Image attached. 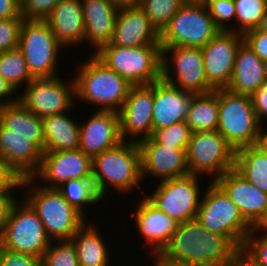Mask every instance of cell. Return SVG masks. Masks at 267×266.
<instances>
[{"instance_id": "1", "label": "cell", "mask_w": 267, "mask_h": 266, "mask_svg": "<svg viewBox=\"0 0 267 266\" xmlns=\"http://www.w3.org/2000/svg\"><path fill=\"white\" fill-rule=\"evenodd\" d=\"M158 255L181 263L226 266L240 256V250L226 236L210 231L195 218L179 223Z\"/></svg>"}, {"instance_id": "2", "label": "cell", "mask_w": 267, "mask_h": 266, "mask_svg": "<svg viewBox=\"0 0 267 266\" xmlns=\"http://www.w3.org/2000/svg\"><path fill=\"white\" fill-rule=\"evenodd\" d=\"M34 181L33 177L24 178L20 187L27 188L25 200L43 222L48 238L51 241L71 240L89 220L72 206L57 188L36 185Z\"/></svg>"}, {"instance_id": "3", "label": "cell", "mask_w": 267, "mask_h": 266, "mask_svg": "<svg viewBox=\"0 0 267 266\" xmlns=\"http://www.w3.org/2000/svg\"><path fill=\"white\" fill-rule=\"evenodd\" d=\"M92 165V180L102 199L107 196V184L122 194L141 186L140 151L133 140H122L103 151L92 159Z\"/></svg>"}, {"instance_id": "4", "label": "cell", "mask_w": 267, "mask_h": 266, "mask_svg": "<svg viewBox=\"0 0 267 266\" xmlns=\"http://www.w3.org/2000/svg\"><path fill=\"white\" fill-rule=\"evenodd\" d=\"M78 71L74 78L76 101L100 106L102 111L121 110L132 85L92 53Z\"/></svg>"}, {"instance_id": "5", "label": "cell", "mask_w": 267, "mask_h": 266, "mask_svg": "<svg viewBox=\"0 0 267 266\" xmlns=\"http://www.w3.org/2000/svg\"><path fill=\"white\" fill-rule=\"evenodd\" d=\"M93 54L132 86L161 79V45L123 47L107 43Z\"/></svg>"}, {"instance_id": "6", "label": "cell", "mask_w": 267, "mask_h": 266, "mask_svg": "<svg viewBox=\"0 0 267 266\" xmlns=\"http://www.w3.org/2000/svg\"><path fill=\"white\" fill-rule=\"evenodd\" d=\"M18 201L13 199L8 207L0 228V247L42 258L51 240L32 206L25 199Z\"/></svg>"}, {"instance_id": "7", "label": "cell", "mask_w": 267, "mask_h": 266, "mask_svg": "<svg viewBox=\"0 0 267 266\" xmlns=\"http://www.w3.org/2000/svg\"><path fill=\"white\" fill-rule=\"evenodd\" d=\"M208 184L209 187L202 193L196 218L205 228L226 236L241 250L252 226L215 181Z\"/></svg>"}, {"instance_id": "8", "label": "cell", "mask_w": 267, "mask_h": 266, "mask_svg": "<svg viewBox=\"0 0 267 266\" xmlns=\"http://www.w3.org/2000/svg\"><path fill=\"white\" fill-rule=\"evenodd\" d=\"M218 105L217 131L234 150L256 145L260 124L256 118L251 96L221 88L218 89Z\"/></svg>"}, {"instance_id": "9", "label": "cell", "mask_w": 267, "mask_h": 266, "mask_svg": "<svg viewBox=\"0 0 267 266\" xmlns=\"http://www.w3.org/2000/svg\"><path fill=\"white\" fill-rule=\"evenodd\" d=\"M219 31L204 2H185L160 33V45L202 48Z\"/></svg>"}, {"instance_id": "10", "label": "cell", "mask_w": 267, "mask_h": 266, "mask_svg": "<svg viewBox=\"0 0 267 266\" xmlns=\"http://www.w3.org/2000/svg\"><path fill=\"white\" fill-rule=\"evenodd\" d=\"M18 48L23 53L33 78H52L58 75V43L44 19H23Z\"/></svg>"}, {"instance_id": "11", "label": "cell", "mask_w": 267, "mask_h": 266, "mask_svg": "<svg viewBox=\"0 0 267 266\" xmlns=\"http://www.w3.org/2000/svg\"><path fill=\"white\" fill-rule=\"evenodd\" d=\"M235 155L234 148L217 130L194 132L186 149L189 174H210L214 181L234 169Z\"/></svg>"}, {"instance_id": "12", "label": "cell", "mask_w": 267, "mask_h": 266, "mask_svg": "<svg viewBox=\"0 0 267 266\" xmlns=\"http://www.w3.org/2000/svg\"><path fill=\"white\" fill-rule=\"evenodd\" d=\"M161 49V78L164 81L193 94L215 90L206 80L201 47L175 46ZM168 53H171V58L167 57Z\"/></svg>"}, {"instance_id": "13", "label": "cell", "mask_w": 267, "mask_h": 266, "mask_svg": "<svg viewBox=\"0 0 267 266\" xmlns=\"http://www.w3.org/2000/svg\"><path fill=\"white\" fill-rule=\"evenodd\" d=\"M198 175L189 174L179 178L159 181L153 193L145 197L166 215L178 223H184L197 217L200 206Z\"/></svg>"}, {"instance_id": "14", "label": "cell", "mask_w": 267, "mask_h": 266, "mask_svg": "<svg viewBox=\"0 0 267 266\" xmlns=\"http://www.w3.org/2000/svg\"><path fill=\"white\" fill-rule=\"evenodd\" d=\"M24 89L19 101L40 119L64 113L75 104V80L66 82L60 74L52 78H34Z\"/></svg>"}, {"instance_id": "15", "label": "cell", "mask_w": 267, "mask_h": 266, "mask_svg": "<svg viewBox=\"0 0 267 266\" xmlns=\"http://www.w3.org/2000/svg\"><path fill=\"white\" fill-rule=\"evenodd\" d=\"M243 42L242 34L221 30L201 48L206 80L214 89L229 85L237 51Z\"/></svg>"}, {"instance_id": "16", "label": "cell", "mask_w": 267, "mask_h": 266, "mask_svg": "<svg viewBox=\"0 0 267 266\" xmlns=\"http://www.w3.org/2000/svg\"><path fill=\"white\" fill-rule=\"evenodd\" d=\"M153 104V83L130 87L127 98L118 112L122 140L130 137V141L134 138L133 141L138 142L152 136Z\"/></svg>"}, {"instance_id": "17", "label": "cell", "mask_w": 267, "mask_h": 266, "mask_svg": "<svg viewBox=\"0 0 267 266\" xmlns=\"http://www.w3.org/2000/svg\"><path fill=\"white\" fill-rule=\"evenodd\" d=\"M92 167V158L81 149L43 152L40 169L33 178L46 181L44 187L57 188L70 179L92 180Z\"/></svg>"}, {"instance_id": "18", "label": "cell", "mask_w": 267, "mask_h": 266, "mask_svg": "<svg viewBox=\"0 0 267 266\" xmlns=\"http://www.w3.org/2000/svg\"><path fill=\"white\" fill-rule=\"evenodd\" d=\"M137 144L140 151L142 180L148 175L160 181L189 175L186 149L162 146L151 137L142 139Z\"/></svg>"}, {"instance_id": "19", "label": "cell", "mask_w": 267, "mask_h": 266, "mask_svg": "<svg viewBox=\"0 0 267 266\" xmlns=\"http://www.w3.org/2000/svg\"><path fill=\"white\" fill-rule=\"evenodd\" d=\"M122 141L119 113L98 110L80 124V148L92 159Z\"/></svg>"}, {"instance_id": "20", "label": "cell", "mask_w": 267, "mask_h": 266, "mask_svg": "<svg viewBox=\"0 0 267 266\" xmlns=\"http://www.w3.org/2000/svg\"><path fill=\"white\" fill-rule=\"evenodd\" d=\"M110 43L123 47L160 45V34L138 4L122 6L119 8Z\"/></svg>"}, {"instance_id": "21", "label": "cell", "mask_w": 267, "mask_h": 266, "mask_svg": "<svg viewBox=\"0 0 267 266\" xmlns=\"http://www.w3.org/2000/svg\"><path fill=\"white\" fill-rule=\"evenodd\" d=\"M238 207L244 219L253 226L267 207V194L251 184L235 169L214 180Z\"/></svg>"}, {"instance_id": "22", "label": "cell", "mask_w": 267, "mask_h": 266, "mask_svg": "<svg viewBox=\"0 0 267 266\" xmlns=\"http://www.w3.org/2000/svg\"><path fill=\"white\" fill-rule=\"evenodd\" d=\"M194 94L162 78L153 83V131L185 121Z\"/></svg>"}, {"instance_id": "23", "label": "cell", "mask_w": 267, "mask_h": 266, "mask_svg": "<svg viewBox=\"0 0 267 266\" xmlns=\"http://www.w3.org/2000/svg\"><path fill=\"white\" fill-rule=\"evenodd\" d=\"M141 199L135 208V225L141 233L140 237L143 236L144 242H147L145 245H150L151 255L159 254L169 243L179 223L159 210L145 196Z\"/></svg>"}, {"instance_id": "24", "label": "cell", "mask_w": 267, "mask_h": 266, "mask_svg": "<svg viewBox=\"0 0 267 266\" xmlns=\"http://www.w3.org/2000/svg\"><path fill=\"white\" fill-rule=\"evenodd\" d=\"M0 155L24 179L38 172L43 151L23 136L10 133V129L0 122Z\"/></svg>"}, {"instance_id": "25", "label": "cell", "mask_w": 267, "mask_h": 266, "mask_svg": "<svg viewBox=\"0 0 267 266\" xmlns=\"http://www.w3.org/2000/svg\"><path fill=\"white\" fill-rule=\"evenodd\" d=\"M44 20L62 47L85 42L81 0H60Z\"/></svg>"}, {"instance_id": "26", "label": "cell", "mask_w": 267, "mask_h": 266, "mask_svg": "<svg viewBox=\"0 0 267 266\" xmlns=\"http://www.w3.org/2000/svg\"><path fill=\"white\" fill-rule=\"evenodd\" d=\"M85 42H90L95 51L110 43L115 28L119 6L110 0H81Z\"/></svg>"}, {"instance_id": "27", "label": "cell", "mask_w": 267, "mask_h": 266, "mask_svg": "<svg viewBox=\"0 0 267 266\" xmlns=\"http://www.w3.org/2000/svg\"><path fill=\"white\" fill-rule=\"evenodd\" d=\"M266 79L263 61L243 42L237 51L227 89L233 93L251 96Z\"/></svg>"}, {"instance_id": "28", "label": "cell", "mask_w": 267, "mask_h": 266, "mask_svg": "<svg viewBox=\"0 0 267 266\" xmlns=\"http://www.w3.org/2000/svg\"><path fill=\"white\" fill-rule=\"evenodd\" d=\"M0 122L10 129V133L23 136L45 152L42 119L28 110L19 100L0 107Z\"/></svg>"}, {"instance_id": "29", "label": "cell", "mask_w": 267, "mask_h": 266, "mask_svg": "<svg viewBox=\"0 0 267 266\" xmlns=\"http://www.w3.org/2000/svg\"><path fill=\"white\" fill-rule=\"evenodd\" d=\"M67 111L42 119L45 152L71 151L80 148V123Z\"/></svg>"}, {"instance_id": "30", "label": "cell", "mask_w": 267, "mask_h": 266, "mask_svg": "<svg viewBox=\"0 0 267 266\" xmlns=\"http://www.w3.org/2000/svg\"><path fill=\"white\" fill-rule=\"evenodd\" d=\"M95 225L86 222L71 238L79 266H109L108 246Z\"/></svg>"}, {"instance_id": "31", "label": "cell", "mask_w": 267, "mask_h": 266, "mask_svg": "<svg viewBox=\"0 0 267 266\" xmlns=\"http://www.w3.org/2000/svg\"><path fill=\"white\" fill-rule=\"evenodd\" d=\"M218 119V89L204 94H194L185 120L192 132L217 130Z\"/></svg>"}, {"instance_id": "32", "label": "cell", "mask_w": 267, "mask_h": 266, "mask_svg": "<svg viewBox=\"0 0 267 266\" xmlns=\"http://www.w3.org/2000/svg\"><path fill=\"white\" fill-rule=\"evenodd\" d=\"M234 169L267 194V154L256 145L236 150Z\"/></svg>"}, {"instance_id": "33", "label": "cell", "mask_w": 267, "mask_h": 266, "mask_svg": "<svg viewBox=\"0 0 267 266\" xmlns=\"http://www.w3.org/2000/svg\"><path fill=\"white\" fill-rule=\"evenodd\" d=\"M57 189L84 216L87 214L85 205L88 207L87 205L91 206L103 200L97 193L93 180L70 179L63 182Z\"/></svg>"}, {"instance_id": "34", "label": "cell", "mask_w": 267, "mask_h": 266, "mask_svg": "<svg viewBox=\"0 0 267 266\" xmlns=\"http://www.w3.org/2000/svg\"><path fill=\"white\" fill-rule=\"evenodd\" d=\"M0 76L17 92L23 82L27 85L34 79L30 74L25 57L18 47L0 53Z\"/></svg>"}, {"instance_id": "35", "label": "cell", "mask_w": 267, "mask_h": 266, "mask_svg": "<svg viewBox=\"0 0 267 266\" xmlns=\"http://www.w3.org/2000/svg\"><path fill=\"white\" fill-rule=\"evenodd\" d=\"M237 22V28L234 26L229 28L239 34H244L247 31L257 29L261 23L263 15L266 11L264 0H234Z\"/></svg>"}, {"instance_id": "36", "label": "cell", "mask_w": 267, "mask_h": 266, "mask_svg": "<svg viewBox=\"0 0 267 266\" xmlns=\"http://www.w3.org/2000/svg\"><path fill=\"white\" fill-rule=\"evenodd\" d=\"M185 2V0H140L137 4L160 34Z\"/></svg>"}, {"instance_id": "37", "label": "cell", "mask_w": 267, "mask_h": 266, "mask_svg": "<svg viewBox=\"0 0 267 266\" xmlns=\"http://www.w3.org/2000/svg\"><path fill=\"white\" fill-rule=\"evenodd\" d=\"M192 133L186 121H181L171 126L154 130L151 138L162 146L187 149Z\"/></svg>"}, {"instance_id": "38", "label": "cell", "mask_w": 267, "mask_h": 266, "mask_svg": "<svg viewBox=\"0 0 267 266\" xmlns=\"http://www.w3.org/2000/svg\"><path fill=\"white\" fill-rule=\"evenodd\" d=\"M51 241L42 256V266H79L76 249L72 240Z\"/></svg>"}, {"instance_id": "39", "label": "cell", "mask_w": 267, "mask_h": 266, "mask_svg": "<svg viewBox=\"0 0 267 266\" xmlns=\"http://www.w3.org/2000/svg\"><path fill=\"white\" fill-rule=\"evenodd\" d=\"M240 255L251 266H267V233L250 232L240 250Z\"/></svg>"}, {"instance_id": "40", "label": "cell", "mask_w": 267, "mask_h": 266, "mask_svg": "<svg viewBox=\"0 0 267 266\" xmlns=\"http://www.w3.org/2000/svg\"><path fill=\"white\" fill-rule=\"evenodd\" d=\"M23 17L0 19V53L18 47Z\"/></svg>"}, {"instance_id": "41", "label": "cell", "mask_w": 267, "mask_h": 266, "mask_svg": "<svg viewBox=\"0 0 267 266\" xmlns=\"http://www.w3.org/2000/svg\"><path fill=\"white\" fill-rule=\"evenodd\" d=\"M204 3L213 18L215 25L220 30H229V27L231 26H228L227 23L233 18L235 19L236 15L234 0H206Z\"/></svg>"}, {"instance_id": "42", "label": "cell", "mask_w": 267, "mask_h": 266, "mask_svg": "<svg viewBox=\"0 0 267 266\" xmlns=\"http://www.w3.org/2000/svg\"><path fill=\"white\" fill-rule=\"evenodd\" d=\"M60 0H23L21 15L24 19H45Z\"/></svg>"}, {"instance_id": "43", "label": "cell", "mask_w": 267, "mask_h": 266, "mask_svg": "<svg viewBox=\"0 0 267 266\" xmlns=\"http://www.w3.org/2000/svg\"><path fill=\"white\" fill-rule=\"evenodd\" d=\"M0 266H42V258L0 247Z\"/></svg>"}, {"instance_id": "44", "label": "cell", "mask_w": 267, "mask_h": 266, "mask_svg": "<svg viewBox=\"0 0 267 266\" xmlns=\"http://www.w3.org/2000/svg\"><path fill=\"white\" fill-rule=\"evenodd\" d=\"M243 40L262 61L267 60V32L253 29L243 34Z\"/></svg>"}, {"instance_id": "45", "label": "cell", "mask_w": 267, "mask_h": 266, "mask_svg": "<svg viewBox=\"0 0 267 266\" xmlns=\"http://www.w3.org/2000/svg\"><path fill=\"white\" fill-rule=\"evenodd\" d=\"M21 177L10 167L0 155V191L19 190Z\"/></svg>"}, {"instance_id": "46", "label": "cell", "mask_w": 267, "mask_h": 266, "mask_svg": "<svg viewBox=\"0 0 267 266\" xmlns=\"http://www.w3.org/2000/svg\"><path fill=\"white\" fill-rule=\"evenodd\" d=\"M253 108L260 126L267 120V79L251 95Z\"/></svg>"}, {"instance_id": "47", "label": "cell", "mask_w": 267, "mask_h": 266, "mask_svg": "<svg viewBox=\"0 0 267 266\" xmlns=\"http://www.w3.org/2000/svg\"><path fill=\"white\" fill-rule=\"evenodd\" d=\"M23 17L21 4L17 0H0V19Z\"/></svg>"}, {"instance_id": "48", "label": "cell", "mask_w": 267, "mask_h": 266, "mask_svg": "<svg viewBox=\"0 0 267 266\" xmlns=\"http://www.w3.org/2000/svg\"><path fill=\"white\" fill-rule=\"evenodd\" d=\"M15 93H16L15 88L12 87L6 80H4L0 76V107L17 102L19 100V95L16 97Z\"/></svg>"}, {"instance_id": "49", "label": "cell", "mask_w": 267, "mask_h": 266, "mask_svg": "<svg viewBox=\"0 0 267 266\" xmlns=\"http://www.w3.org/2000/svg\"><path fill=\"white\" fill-rule=\"evenodd\" d=\"M14 194H16L15 191H0V228L11 201L15 199Z\"/></svg>"}, {"instance_id": "50", "label": "cell", "mask_w": 267, "mask_h": 266, "mask_svg": "<svg viewBox=\"0 0 267 266\" xmlns=\"http://www.w3.org/2000/svg\"><path fill=\"white\" fill-rule=\"evenodd\" d=\"M155 258L153 264L154 266H204V265H197V264H191V263H181L177 261H172L169 259L161 258L158 254H155V256H152Z\"/></svg>"}, {"instance_id": "51", "label": "cell", "mask_w": 267, "mask_h": 266, "mask_svg": "<svg viewBox=\"0 0 267 266\" xmlns=\"http://www.w3.org/2000/svg\"><path fill=\"white\" fill-rule=\"evenodd\" d=\"M267 233V207L263 215L258 219V221L252 226L251 232H261Z\"/></svg>"}, {"instance_id": "52", "label": "cell", "mask_w": 267, "mask_h": 266, "mask_svg": "<svg viewBox=\"0 0 267 266\" xmlns=\"http://www.w3.org/2000/svg\"><path fill=\"white\" fill-rule=\"evenodd\" d=\"M263 126H260L259 128V134H258V140L256 143V146L262 150L264 153L267 154V127L265 131H263Z\"/></svg>"}, {"instance_id": "53", "label": "cell", "mask_w": 267, "mask_h": 266, "mask_svg": "<svg viewBox=\"0 0 267 266\" xmlns=\"http://www.w3.org/2000/svg\"><path fill=\"white\" fill-rule=\"evenodd\" d=\"M113 3H115L117 6L122 7V6H128V5H135L138 2L136 0H110Z\"/></svg>"}, {"instance_id": "54", "label": "cell", "mask_w": 267, "mask_h": 266, "mask_svg": "<svg viewBox=\"0 0 267 266\" xmlns=\"http://www.w3.org/2000/svg\"><path fill=\"white\" fill-rule=\"evenodd\" d=\"M226 266H247V261L240 255L233 263Z\"/></svg>"}, {"instance_id": "55", "label": "cell", "mask_w": 267, "mask_h": 266, "mask_svg": "<svg viewBox=\"0 0 267 266\" xmlns=\"http://www.w3.org/2000/svg\"><path fill=\"white\" fill-rule=\"evenodd\" d=\"M259 30L267 32V9L265 11V14L263 15V18L261 20V23L258 27Z\"/></svg>"}, {"instance_id": "56", "label": "cell", "mask_w": 267, "mask_h": 266, "mask_svg": "<svg viewBox=\"0 0 267 266\" xmlns=\"http://www.w3.org/2000/svg\"><path fill=\"white\" fill-rule=\"evenodd\" d=\"M263 63H264L265 75L267 77V60L263 61Z\"/></svg>"}, {"instance_id": "57", "label": "cell", "mask_w": 267, "mask_h": 266, "mask_svg": "<svg viewBox=\"0 0 267 266\" xmlns=\"http://www.w3.org/2000/svg\"><path fill=\"white\" fill-rule=\"evenodd\" d=\"M186 2H205L206 0H185Z\"/></svg>"}, {"instance_id": "58", "label": "cell", "mask_w": 267, "mask_h": 266, "mask_svg": "<svg viewBox=\"0 0 267 266\" xmlns=\"http://www.w3.org/2000/svg\"><path fill=\"white\" fill-rule=\"evenodd\" d=\"M265 1V6H266V9H267V0H264Z\"/></svg>"}]
</instances>
